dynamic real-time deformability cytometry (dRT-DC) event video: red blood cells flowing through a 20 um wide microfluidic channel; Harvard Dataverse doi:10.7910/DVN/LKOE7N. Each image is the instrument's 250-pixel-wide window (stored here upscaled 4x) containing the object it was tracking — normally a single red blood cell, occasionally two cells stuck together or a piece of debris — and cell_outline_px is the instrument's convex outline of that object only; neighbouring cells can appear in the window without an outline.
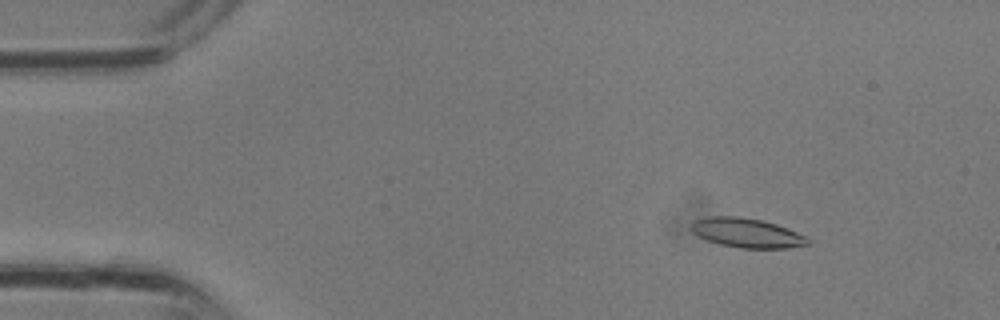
{"species": "common noctule bat (a hibernating species)", "species_latin": "Nyctalus noctula", "temperature_condition": "room temperature", "stored_images_in_passage": 33, "camera_frame_rate_fps": 3000, "um_per_image_px": 0.085, "animal": {"sex": "male", "body_mass_g": 13.3}, "frame": {"image": 1, "passage_image": 5, "time_ms": 1.333, "image_size_px": [1000, 320], "cell_outline_px": [[812, 244], [784, 248], [740, 248], [720, 244], [708, 240], [692, 232], [688, 228], [692, 220], [708, 216], [740, 216], [760, 220], [776, 224], [796, 232], [812, 240]], "centroid_in_image_um": [63.44, 19.79], "position_along_channel_um": 21.6, "area_um2": 20.06}}
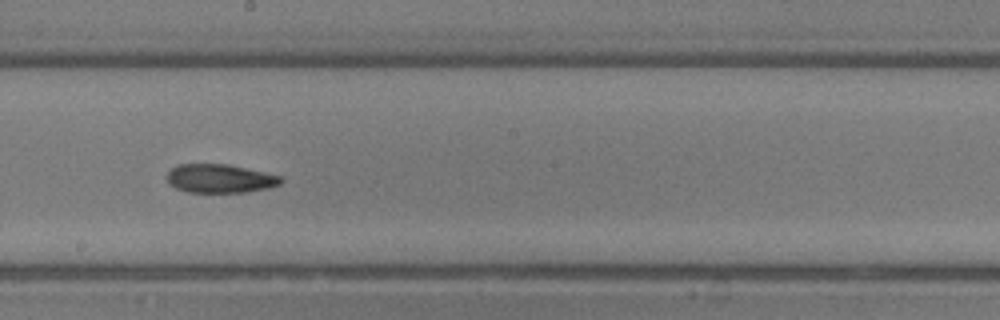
{"frame": {"image": 2, "passage_image": 19, "time_ms": 6.0, "image_size_px": [1000, 320], "cell_outline_px": [[284, 180], [280, 184], [268, 188], [244, 192], [188, 192], [176, 188], [168, 184], [168, 172], [176, 164], [228, 164], [284, 176]], "centroid_in_image_um": [18.72, 15.17], "position_along_channel_um": 229.5, "area_um2": 19.13}}
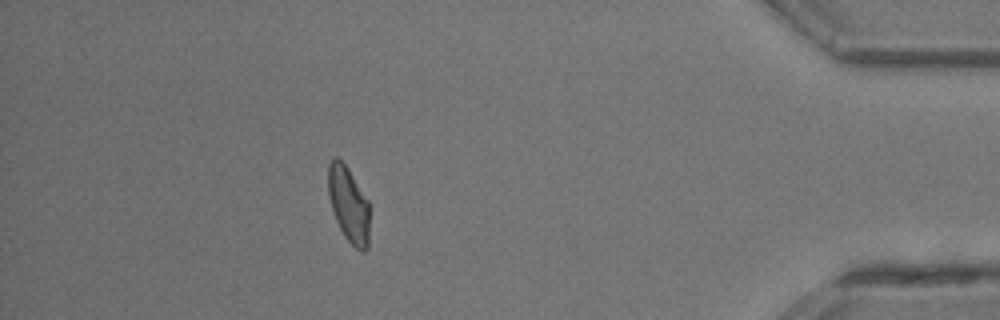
{"frame": {"image": 3, "passage_image": 30, "time_ms": 9.667, "image_size_px": [1000, 320], "cell_outline_px": [[372, 204], [368, 248], [364, 252], [360, 252], [344, 236], [336, 220], [328, 196], [328, 164], [336, 156], [348, 168]], "centroid_in_image_um": [29.7, 17.41], "position_along_channel_um": 405.5, "area_um2": 18.9}}